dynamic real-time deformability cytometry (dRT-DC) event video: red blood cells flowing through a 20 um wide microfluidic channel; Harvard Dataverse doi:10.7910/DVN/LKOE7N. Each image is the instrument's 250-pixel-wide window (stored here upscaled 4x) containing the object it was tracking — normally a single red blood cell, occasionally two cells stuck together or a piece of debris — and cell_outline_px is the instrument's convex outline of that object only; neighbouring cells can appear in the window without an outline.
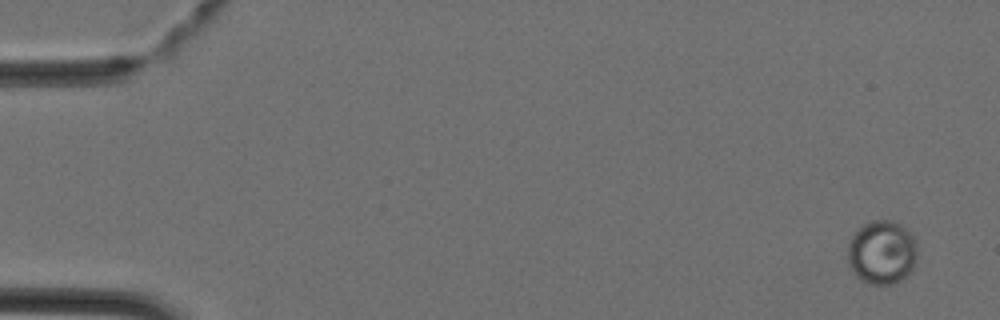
{"species": "Egyptian fruit bat (a non-hibernating species)", "species_latin": "Rousettus aegyptiacus", "temperature_condition": "cold", "stored_images_in_passage": 5, "camera_frame_rate_fps": 3000, "um_per_image_px": 0.085, "animal": {"sex": "female"}, "frame": {"image": 1, "passage_image": 1, "time_ms": 0.0, "image_size_px": [1000, 320], "cell_outline_px": [[916, 260], [912, 268], [900, 280], [892, 284], [872, 284], [856, 276], [848, 264], [848, 244], [852, 236], [864, 224], [872, 220], [892, 220], [900, 224], [916, 240]], "centroid_in_image_um": [74.95, 21.44], "position_along_channel_um": 10.0, "area_um2": 25.55}}
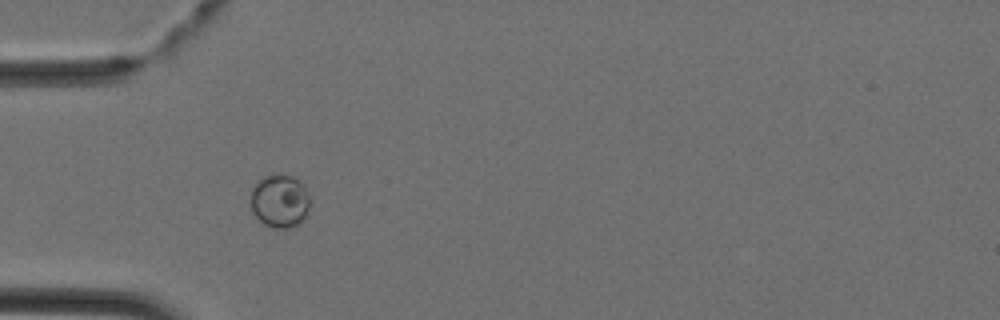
{"frame": {"image": 2, "passage_image": 4, "time_ms": 1.0, "image_size_px": [1000, 320], "cell_outline_px": [[308, 208], [300, 224], [288, 228], [272, 228], [264, 224], [252, 212], [252, 188], [256, 180], [264, 176], [292, 176], [304, 188], [308, 196]], "centroid_in_image_um": [23.74, 17.12], "position_along_channel_um": 61.3, "area_um2": 17.86}}
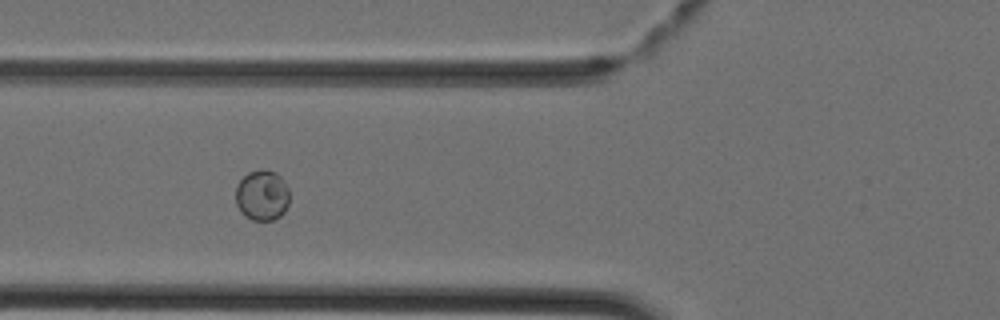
{"frame": {"image": 3, "passage_image": 5, "time_ms": 1.333, "image_size_px": [1000, 320], "cell_outline_px": [[288, 204], [284, 212], [280, 216], [272, 220], [252, 220], [244, 216], [240, 212], [236, 204], [236, 184], [248, 172], [260, 168], [276, 172], [280, 176], [288, 188]], "centroid_in_image_um": [22.25, 16.59], "position_along_channel_um": 103.5, "area_um2": 16.01}}